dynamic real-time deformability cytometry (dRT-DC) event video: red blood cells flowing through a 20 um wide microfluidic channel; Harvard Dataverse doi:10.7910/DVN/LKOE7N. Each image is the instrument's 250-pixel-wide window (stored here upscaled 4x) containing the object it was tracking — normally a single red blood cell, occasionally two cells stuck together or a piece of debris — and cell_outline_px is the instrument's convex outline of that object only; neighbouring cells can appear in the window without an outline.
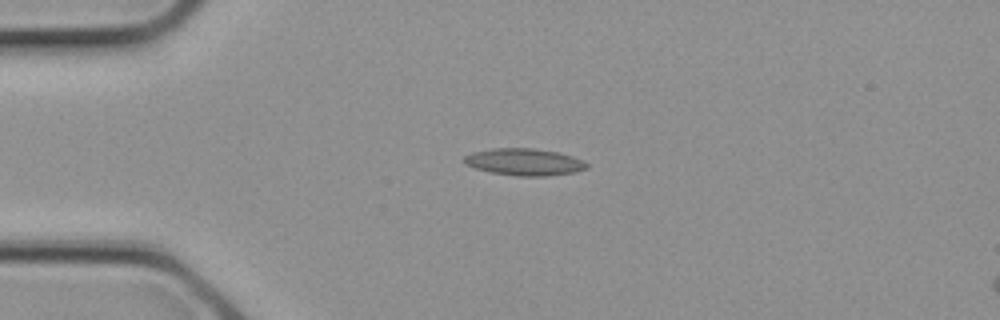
{"species": "common noctule bat (a hibernating species)", "species_latin": "Nyctalus noctula", "temperature_condition": "cold", "stored_images_in_passage": 2, "camera_frame_rate_fps": 3000, "um_per_image_px": 0.085, "animal": {"sex": "female", "body_mass_g": 21.9}, "frame": {"image": 1, "passage_image": 1, "time_ms": 0.0, "image_size_px": [1000, 320], "cell_outline_px": [[588, 168], [572, 172], [548, 176], [516, 176], [492, 172], [476, 168], [464, 164], [464, 156], [472, 152], [492, 148], [532, 148], [556, 152], [572, 156], [584, 160], [588, 164]], "centroid_in_image_um": [44.56, 13.76], "position_along_channel_um": 40.4, "area_um2": 19.19}}